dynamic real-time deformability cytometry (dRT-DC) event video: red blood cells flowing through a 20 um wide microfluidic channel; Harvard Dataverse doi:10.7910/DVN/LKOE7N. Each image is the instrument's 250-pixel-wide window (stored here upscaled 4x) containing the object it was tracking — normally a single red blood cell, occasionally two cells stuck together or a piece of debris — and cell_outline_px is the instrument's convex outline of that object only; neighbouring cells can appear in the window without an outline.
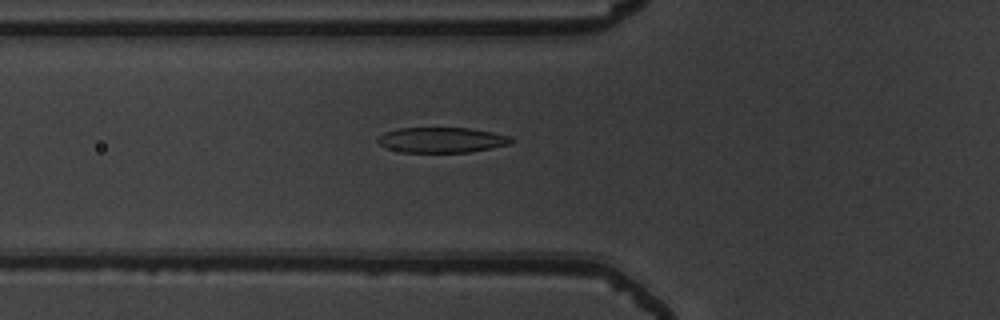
{"species": "common noctule bat (a hibernating species)", "species_latin": "Nyctalus noctula", "temperature_condition": "warm", "stored_images_in_passage": 36, "camera_frame_rate_fps": 3000, "um_per_image_px": 0.085, "animal": {"sex": "male", "body_mass_g": 19.5, "forearm_length_mm": 54.6}, "frame": {"image": 1, "passage_image": 9, "time_ms": 2.667, "image_size_px": [1000, 320], "cell_outline_px": [[516, 140], [512, 144], [492, 148], [468, 152], [404, 152], [388, 148], [380, 144], [376, 140], [384, 132], [396, 128], [468, 128], [492, 132], [512, 136]], "centroid_in_image_um": [37.61, 11.89], "position_along_channel_um": 88.2, "area_um2": 19.77}}
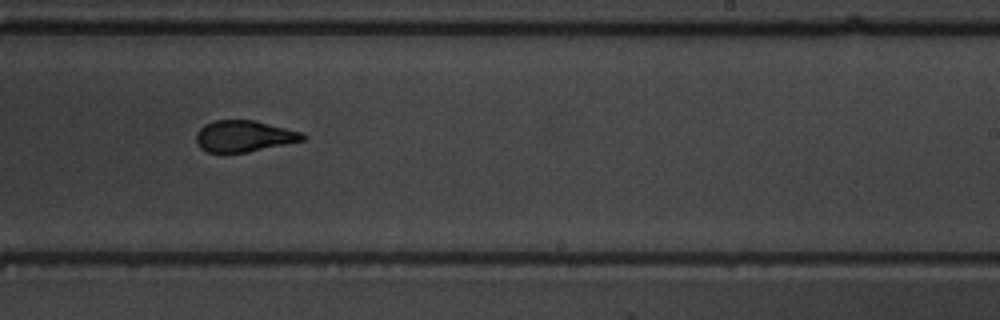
{"frame": {"image": 2, "passage_image": 23, "time_ms": 7.333, "image_size_px": [1000, 320], "cell_outline_px": [[308, 136], [304, 140], [248, 152], [208, 152], [200, 148], [196, 144], [196, 132], [204, 124], [216, 120], [252, 120], [300, 132]], "centroid_in_image_um": [20.69, 11.58], "position_along_channel_um": 268.3, "area_um2": 19.25}}
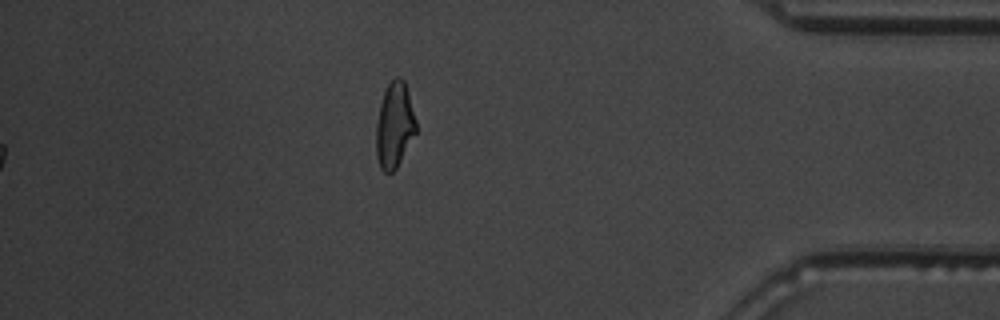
{"frame": {"image": 3, "passage_image": 36, "time_ms": 11.667, "image_size_px": [1000, 320], "cell_outline_px": [[416, 132], [396, 168], [392, 172], [384, 172], [380, 168], [376, 156], [376, 124], [380, 104], [384, 92], [388, 84], [396, 76], [400, 76], [404, 80], [408, 92], [416, 120]], "centroid_in_image_um": [33.52, 10.64], "position_along_channel_um": 401.7, "area_um2": 19.77}, "authors_computed_cell_mechanics": {"area_um2": 20.0277, "velocity_mm_per_s": 3.8602, "shape_relaxation_time_tau1_ms": 3.6701, "shape_relaxation_time_tau2_ms": 1.4162, "deformation_change_tau1": 0.185, "deformation_change_tau2": 0.0895}}